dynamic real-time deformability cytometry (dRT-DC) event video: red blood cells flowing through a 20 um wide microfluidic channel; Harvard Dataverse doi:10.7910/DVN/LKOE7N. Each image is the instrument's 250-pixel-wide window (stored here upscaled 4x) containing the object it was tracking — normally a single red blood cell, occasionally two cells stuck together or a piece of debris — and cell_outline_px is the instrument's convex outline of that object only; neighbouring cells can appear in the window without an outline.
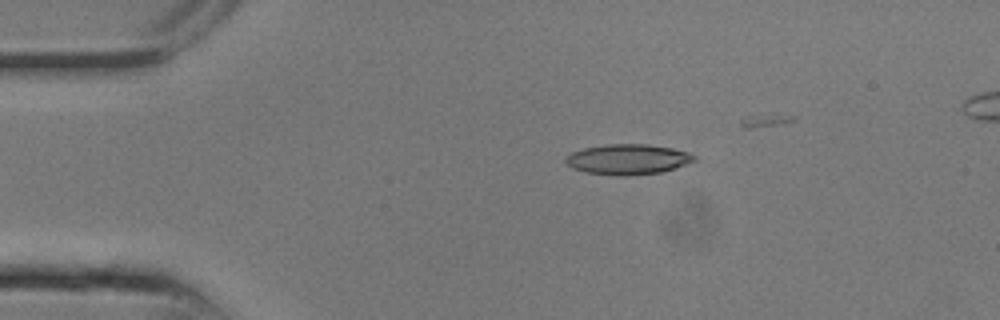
{"species": "common noctule bat (a hibernating species)", "species_latin": "Nyctalus noctula", "temperature_condition": "room temperature", "stored_images_in_passage": 10, "camera_frame_rate_fps": 3000, "um_per_image_px": 0.085, "animal": {"sex": "male", "body_mass_g": 13.3}, "frame": {"image": 1, "passage_image": 5, "time_ms": 1.333, "image_size_px": [1000, 320], "cell_outline_px": [[696, 160], [676, 168], [660, 172], [628, 176], [616, 176], [588, 172], [572, 168], [564, 160], [572, 152], [584, 148], [608, 144], [648, 144], [672, 148], [688, 152], [696, 156]], "centroid_in_image_um": [53.39, 13.54], "position_along_channel_um": 31.6, "area_um2": 22.66}}